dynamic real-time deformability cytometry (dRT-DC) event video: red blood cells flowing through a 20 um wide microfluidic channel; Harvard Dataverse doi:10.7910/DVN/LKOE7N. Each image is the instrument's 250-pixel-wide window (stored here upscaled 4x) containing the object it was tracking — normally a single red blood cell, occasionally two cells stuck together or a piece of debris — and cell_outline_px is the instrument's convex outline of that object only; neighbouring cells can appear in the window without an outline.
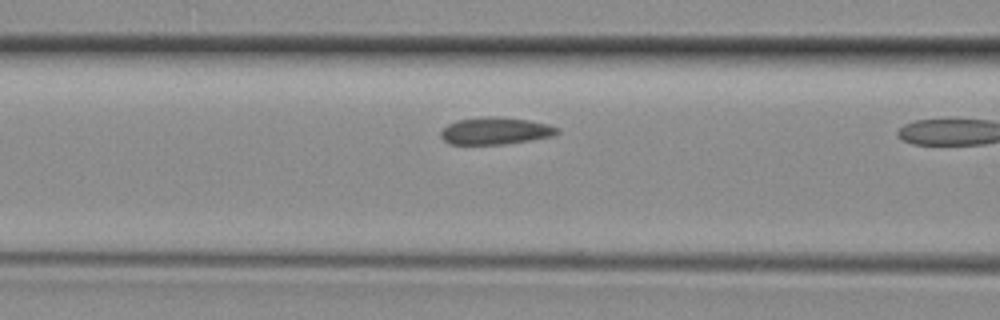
{"species": "common noctule bat (a hibernating species)", "species_latin": "Nyctalus noctula", "temperature_condition": "room temperature", "stored_images_in_passage": 9, "camera_frame_rate_fps": 3000, "um_per_image_px": 0.085, "animal": {"sex": "female", "body_mass_g": 29.2, "forearm_length_mm": 56.3}, "frame": {"image": 1, "passage_image": 8, "time_ms": 2.333, "image_size_px": [1000, 320], "cell_outline_px": [[560, 132], [552, 136], [504, 144], [448, 144], [440, 136], [440, 132], [448, 124], [456, 120], [484, 116], [500, 116], [528, 120], [548, 124], [560, 128]], "centroid_in_image_um": [42.1, 11.11], "position_along_channel_um": 124.5, "area_um2": 18.5}}